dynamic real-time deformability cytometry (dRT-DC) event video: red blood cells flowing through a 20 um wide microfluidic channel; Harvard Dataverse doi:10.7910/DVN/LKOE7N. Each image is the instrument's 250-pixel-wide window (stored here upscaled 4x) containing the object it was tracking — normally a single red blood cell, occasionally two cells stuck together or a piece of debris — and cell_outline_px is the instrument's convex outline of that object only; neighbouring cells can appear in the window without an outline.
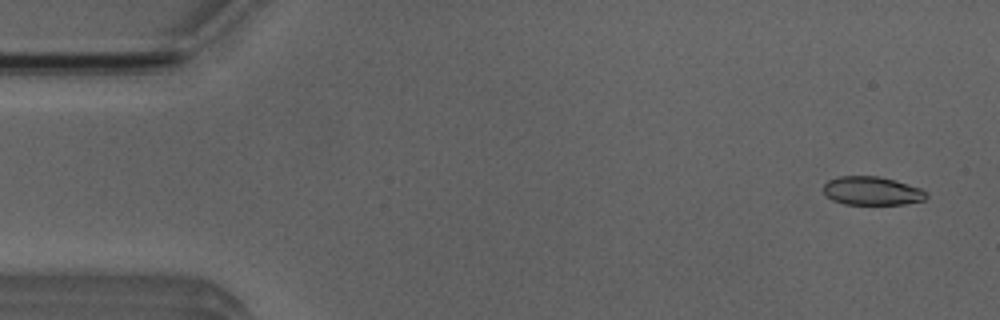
{"species": "Egyptian fruit bat (a non-hibernating species)", "species_latin": "Rousettus aegyptiacus", "temperature_condition": "room temperature", "stored_images_in_passage": 4, "camera_frame_rate_fps": 3000, "um_per_image_px": 0.085, "animal": {"sex": "male"}, "frame": {"image": 1, "passage_image": 1, "time_ms": 0.0, "image_size_px": [1000, 320], "cell_outline_px": [[928, 196], [924, 200], [904, 204], [844, 204], [832, 200], [824, 192], [824, 184], [828, 180], [840, 176], [876, 176], [892, 180], [920, 188]], "centroid_in_image_um": [74.08, 16.23], "position_along_channel_um": 10.9, "area_um2": 16.82}}